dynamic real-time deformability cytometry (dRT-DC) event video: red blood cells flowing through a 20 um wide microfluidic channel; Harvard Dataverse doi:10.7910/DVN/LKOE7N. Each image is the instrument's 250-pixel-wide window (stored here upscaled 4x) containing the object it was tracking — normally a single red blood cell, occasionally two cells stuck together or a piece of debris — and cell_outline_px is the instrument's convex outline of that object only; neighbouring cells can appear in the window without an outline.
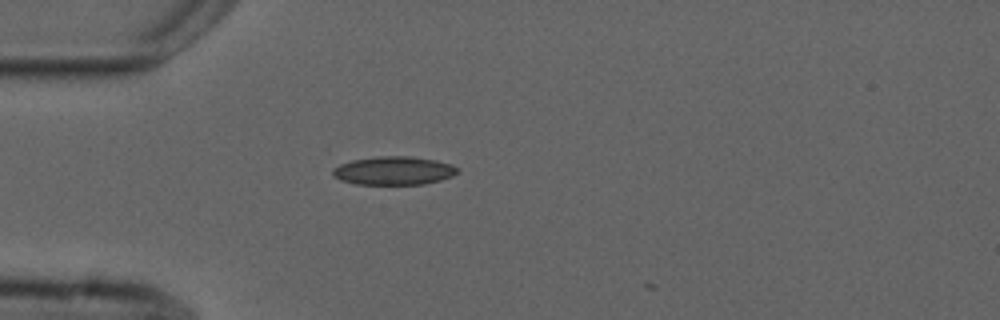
{"species": "common noctule bat (a hibernating species)", "species_latin": "Nyctalus noctula", "temperature_condition": "cold", "stored_images_in_passage": 5, "camera_frame_rate_fps": 3000, "um_per_image_px": 0.085, "animal": {"sex": "male", "forearm_length_mm": 52.5}, "frame": {"image": 1, "passage_image": 1, "time_ms": 0.0, "image_size_px": [1000, 320], "cell_outline_px": [[460, 172], [452, 176], [440, 180], [424, 184], [356, 184], [340, 180], [332, 176], [332, 168], [340, 164], [352, 160], [380, 156], [412, 156], [436, 160], [452, 164]], "centroid_in_image_um": [33.46, 14.5], "position_along_channel_um": 51.5, "area_um2": 20.75}}